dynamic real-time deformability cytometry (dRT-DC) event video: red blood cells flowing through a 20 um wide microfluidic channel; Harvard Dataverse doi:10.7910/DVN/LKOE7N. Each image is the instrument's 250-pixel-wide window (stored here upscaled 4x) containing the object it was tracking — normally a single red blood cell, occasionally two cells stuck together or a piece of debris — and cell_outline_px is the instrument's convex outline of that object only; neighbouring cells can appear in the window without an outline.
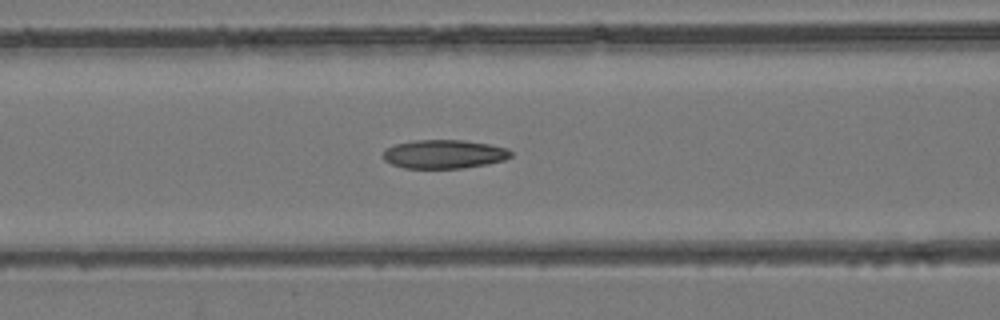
{"species": "common noctule bat (a hibernating species)", "species_latin": "Nyctalus noctula", "temperature_condition": "room temperature", "stored_images_in_passage": 42, "camera_frame_rate_fps": 3000, "um_per_image_px": 0.085, "animal": {"sex": "female", "body_mass_g": 24.6, "forearm_length_mm": 56.2}, "frame": {"image": 1, "passage_image": 14, "time_ms": 4.333, "image_size_px": [1000, 320], "cell_outline_px": [[512, 156], [504, 160], [484, 164], [460, 168], [404, 168], [392, 164], [384, 160], [384, 148], [396, 144], [416, 140], [464, 140], [488, 144], [508, 148], [512, 152]], "centroid_in_image_um": [37.74, 13.09], "position_along_channel_um": 128.9, "area_um2": 21.27}}
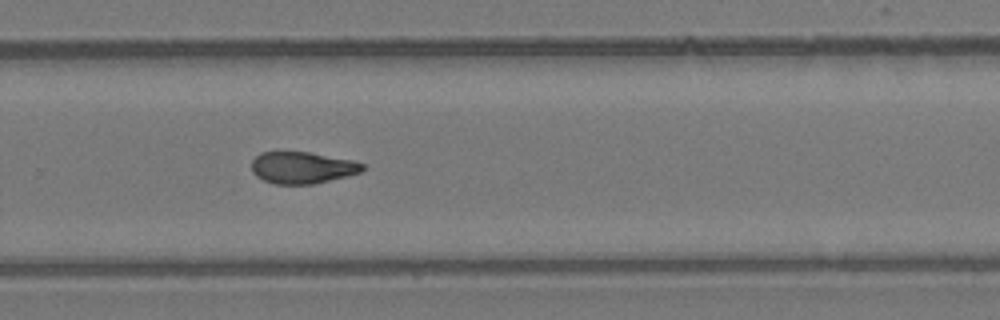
{"frame": {"image": 2, "passage_image": 26, "time_ms": 8.333, "image_size_px": [1000, 320], "cell_outline_px": [[364, 172], [348, 176], [312, 184], [276, 184], [264, 180], [256, 176], [252, 172], [252, 160], [260, 152], [308, 152], [352, 160], [364, 164]], "centroid_in_image_um": [25.71, 14.25], "position_along_channel_um": 304.1, "area_um2": 20.52}}
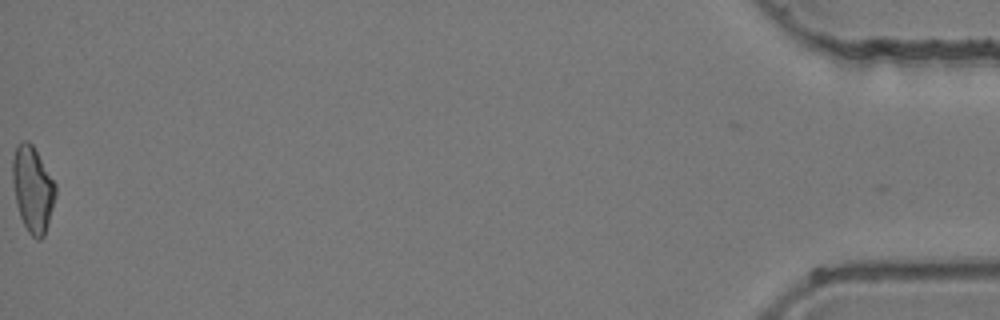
{"frame": {"image": 3, "passage_image": 42, "time_ms": 13.667, "image_size_px": [1000, 320], "cell_outline_px": [[56, 196], [48, 224], [44, 236], [40, 240], [36, 240], [28, 232], [20, 216], [16, 204], [12, 180], [12, 160], [16, 148], [20, 140], [28, 140], [32, 144], [56, 184]], "centroid_in_image_um": [2.78, 16.08], "position_along_channel_um": 432.4, "area_um2": 21.56}}